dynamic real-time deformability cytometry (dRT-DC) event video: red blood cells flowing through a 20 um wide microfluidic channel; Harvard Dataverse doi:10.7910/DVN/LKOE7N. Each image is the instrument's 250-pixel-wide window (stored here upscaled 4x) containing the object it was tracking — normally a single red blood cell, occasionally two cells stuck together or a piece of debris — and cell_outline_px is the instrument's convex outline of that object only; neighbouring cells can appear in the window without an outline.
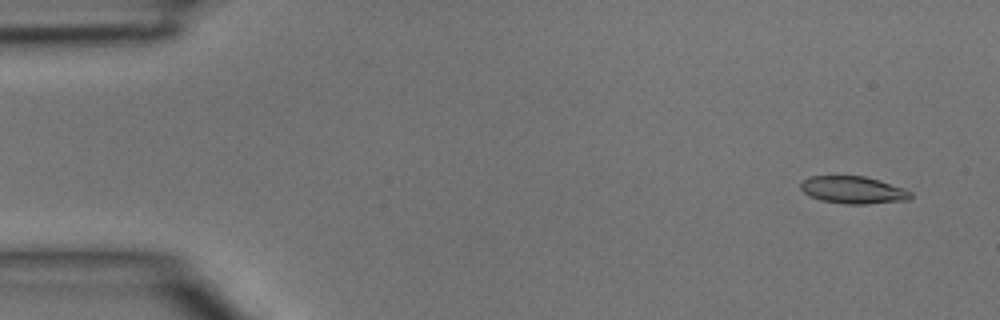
{"species": "common noctule bat (a hibernating species)", "species_latin": "Nyctalus noctula", "temperature_condition": "room temperature", "stored_images_in_passage": 5, "segment_of_instrument_passage": [2, 2], "camera_frame_rate_fps": 3000, "um_per_image_px": 0.085, "animal": {"sex": "male", "body_mass_g": 15.6}, "frame": {"image": 1, "passage_image": 5, "time_ms": 1.333, "image_size_px": [1000, 320], "cell_outline_px": [[912, 196], [908, 200], [868, 204], [848, 204], [820, 200], [804, 192], [800, 188], [800, 184], [808, 176], [864, 176], [880, 180], [904, 188], [912, 192]], "centroid_in_image_um": [72.55, 16.14], "position_along_channel_um": 12.5, "area_um2": 17.51}}